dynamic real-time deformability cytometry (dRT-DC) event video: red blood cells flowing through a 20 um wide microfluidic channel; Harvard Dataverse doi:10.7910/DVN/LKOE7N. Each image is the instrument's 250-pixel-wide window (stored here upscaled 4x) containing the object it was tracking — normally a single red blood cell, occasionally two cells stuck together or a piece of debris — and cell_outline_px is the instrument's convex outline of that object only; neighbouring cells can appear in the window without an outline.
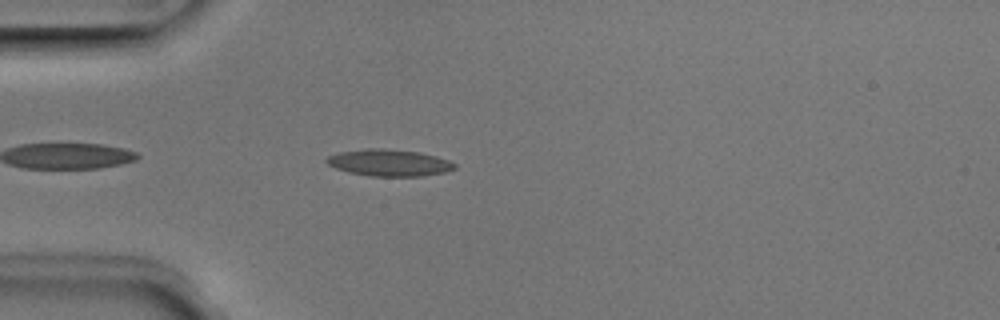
{"species": "Egyptian fruit bat (a non-hibernating species)", "species_latin": "Rousettus aegyptiacus", "temperature_condition": "room temperature", "stored_images_in_passage": 5, "camera_frame_rate_fps": 3000, "um_per_image_px": 0.085, "animal": {"sex": "male"}, "frame": {"image": 1, "passage_image": 5, "time_ms": 1.333, "image_size_px": [1000, 320], "cell_outline_px": [[456, 168], [444, 172], [424, 176], [368, 176], [348, 172], [336, 168], [328, 164], [324, 160], [328, 156], [340, 152], [364, 148], [384, 148], [416, 152], [436, 156], [448, 160], [456, 164]], "centroid_in_image_um": [33.05, 13.83], "position_along_channel_um": 51.9, "area_um2": 19.94}}